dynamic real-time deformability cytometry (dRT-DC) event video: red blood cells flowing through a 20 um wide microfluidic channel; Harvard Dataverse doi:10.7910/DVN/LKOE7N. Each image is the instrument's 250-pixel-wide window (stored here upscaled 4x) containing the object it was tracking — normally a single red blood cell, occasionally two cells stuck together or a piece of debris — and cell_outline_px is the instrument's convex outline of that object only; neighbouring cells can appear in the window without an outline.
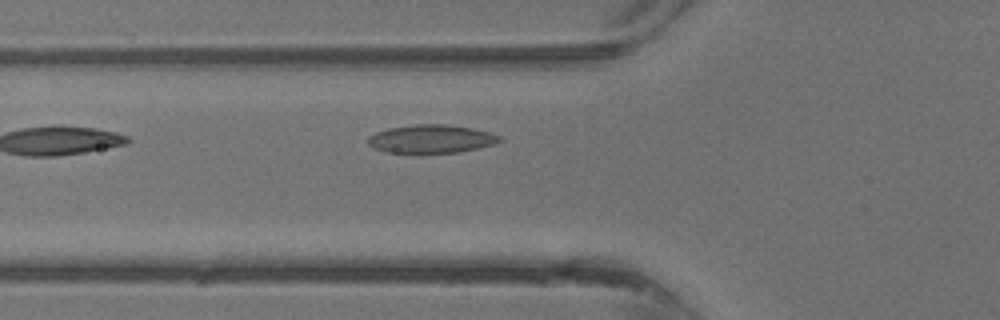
{"species": "common noctule bat (a hibernating species)", "species_latin": "Nyctalus noctula", "temperature_condition": "warm", "stored_images_in_passage": 5, "camera_frame_rate_fps": 3000, "um_per_image_px": 0.085, "animal": {"sex": "male", "body_mass_g": 13.3}, "frame": {"image": 1, "passage_image": 2, "time_ms": 0.333, "image_size_px": [1000, 320], "cell_outline_px": [[504, 140], [496, 144], [460, 152], [420, 156], [388, 152], [376, 148], [368, 144], [368, 136], [376, 132], [388, 128], [412, 124], [444, 124], [472, 128], [488, 132], [500, 136]], "centroid_in_image_um": [36.65, 11.85], "position_along_channel_um": 89.1, "area_um2": 22.6}}